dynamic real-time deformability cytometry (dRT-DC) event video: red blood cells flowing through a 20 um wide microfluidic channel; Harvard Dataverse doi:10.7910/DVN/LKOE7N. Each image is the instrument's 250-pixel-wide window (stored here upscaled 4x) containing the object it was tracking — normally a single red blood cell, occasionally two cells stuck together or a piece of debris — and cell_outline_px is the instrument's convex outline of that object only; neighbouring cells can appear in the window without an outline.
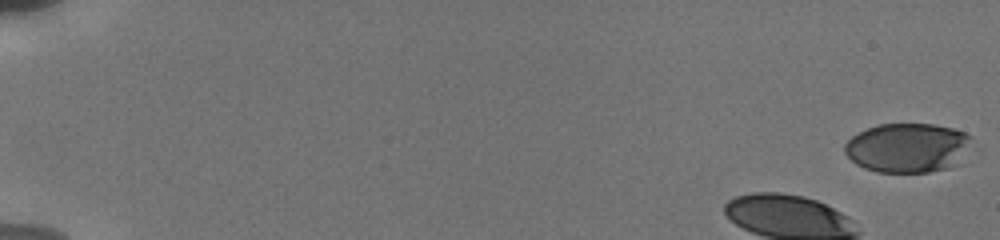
{"species": "human", "species_latin": "Homo sapiens", "temperature_condition": "cold", "stored_images_in_passage": 8, "camera_frame_rate_fps": 3000, "um_per_image_px": 0.085, "donor": {"sex": "male"}, "frame": {"image": 1, "passage_image": 1, "time_ms": 0.0, "image_size_px": [1000, 240], "cell_outline_px": [[972, 136], [956, 164], [948, 168], [928, 172], [876, 172], [864, 168], [856, 164], [844, 152], [844, 144], [852, 136], [876, 124], [936, 124], [952, 128], [964, 132]], "centroid_in_image_um": [77.08, 12.55], "position_along_channel_um": 7.9, "area_um2": 36.18}}
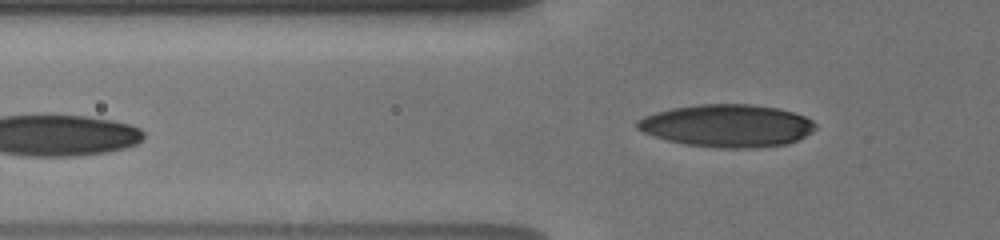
{"frame": {"image": 2, "passage_image": 8, "time_ms": 6.667, "image_size_px": [1000, 240], "cell_outline_px": [[816, 128], [812, 132], [788, 144], [752, 148], [720, 148], [684, 144], [668, 140], [644, 132], [636, 128], [636, 120], [644, 116], [656, 112], [672, 108], [696, 104], [752, 104], [776, 108], [792, 112], [804, 116], [812, 120], [816, 124]], "centroid_in_image_um": [61.81, 10.68], "position_along_channel_um": 64.0, "area_um2": 44.16}}